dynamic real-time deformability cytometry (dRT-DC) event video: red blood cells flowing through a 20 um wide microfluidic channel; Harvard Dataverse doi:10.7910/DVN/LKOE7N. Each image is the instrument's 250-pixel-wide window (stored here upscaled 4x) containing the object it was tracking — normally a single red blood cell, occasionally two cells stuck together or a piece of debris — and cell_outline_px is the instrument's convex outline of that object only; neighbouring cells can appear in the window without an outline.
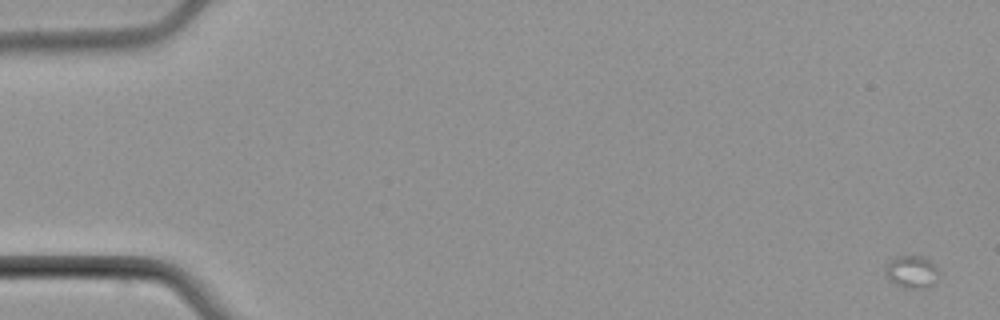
{"species": "common noctule bat (a hibernating species)", "species_latin": "Nyctalus noctula", "temperature_condition": "cold", "stored_images_in_passage": 7, "camera_frame_rate_fps": 3000, "um_per_image_px": 0.085, "animal": {"sex": "male", "body_mass_g": 21.5, "forearm_length_mm": 52.0}, "frame": {"image": 1, "passage_image": 1, "time_ms": 0.0, "image_size_px": [1000, 320], "cell_outline_px": [[940, 272], [936, 280], [932, 284], [920, 288], [904, 288], [892, 284], [884, 272], [884, 268], [896, 256], [924, 256], [936, 264]], "centroid_in_image_um": [77.5, 23.1], "position_along_channel_um": 7.5, "area_um2": 10.29}}